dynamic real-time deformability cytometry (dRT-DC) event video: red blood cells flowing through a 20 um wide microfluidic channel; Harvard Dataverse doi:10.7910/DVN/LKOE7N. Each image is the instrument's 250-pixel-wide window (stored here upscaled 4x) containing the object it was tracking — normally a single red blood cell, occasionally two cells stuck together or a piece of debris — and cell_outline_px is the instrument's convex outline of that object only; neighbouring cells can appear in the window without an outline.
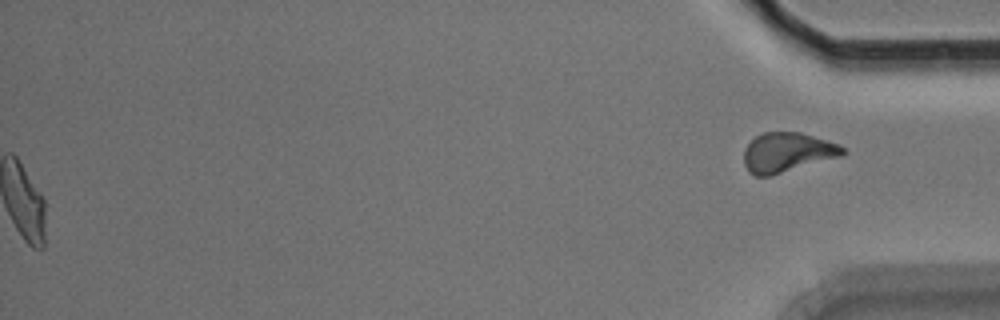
{"species": "Egyptian fruit bat (a non-hibernating species)", "species_latin": "Rousettus aegyptiacus", "temperature_condition": "room temperature", "stored_images_in_passage": 42, "segment_of_instrument_passage": [2, 2], "camera_frame_rate_fps": 3000, "um_per_image_px": 0.085, "animal": {"sex": "male"}, "frame": {"image": 1, "passage_image": 42, "time_ms": 13.667, "image_size_px": [1000, 320], "cell_outline_px": [[848, 152], [840, 156], [768, 176], [756, 176], [748, 172], [744, 164], [744, 148], [756, 136], [764, 132], [800, 132], [836, 144], [844, 148]], "centroid_in_image_um": [66.87, 12.95], "position_along_channel_um": 368.3, "area_um2": 22.37}}